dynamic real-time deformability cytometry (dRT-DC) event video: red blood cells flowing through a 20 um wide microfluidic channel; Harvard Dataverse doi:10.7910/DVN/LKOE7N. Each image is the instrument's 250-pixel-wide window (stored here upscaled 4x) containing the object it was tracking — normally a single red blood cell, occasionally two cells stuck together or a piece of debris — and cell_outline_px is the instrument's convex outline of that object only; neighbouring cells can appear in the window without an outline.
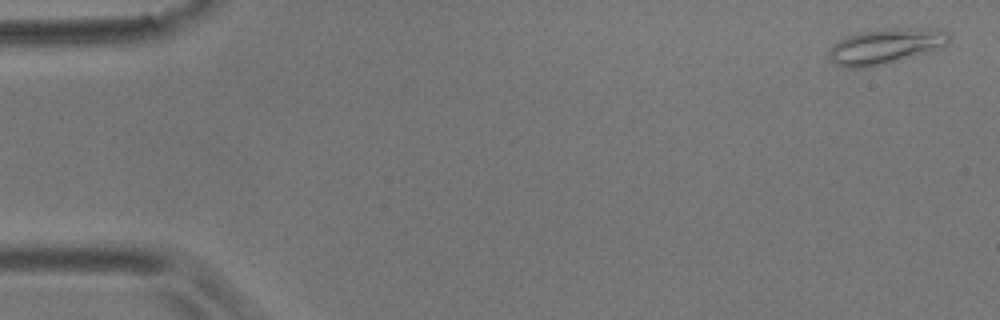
{"species": "common noctule bat (a hibernating species)", "species_latin": "Nyctalus noctula", "temperature_condition": "room temperature", "stored_images_in_passage": 4, "camera_frame_rate_fps": 3000, "um_per_image_px": 0.085, "animal": {"sex": "male", "body_mass_g": 17.9}, "frame": {"image": 1, "passage_image": 1, "time_ms": 0.0, "image_size_px": [1000, 320], "cell_outline_px": [[952, 36], [948, 44], [928, 52], [872, 68], [844, 68], [836, 64], [832, 60], [828, 52], [832, 44], [848, 36], [860, 32], [884, 28], [936, 28], [948, 32]], "centroid_in_image_um": [75.3, 3.93], "position_along_channel_um": 9.7, "area_um2": 25.09}}